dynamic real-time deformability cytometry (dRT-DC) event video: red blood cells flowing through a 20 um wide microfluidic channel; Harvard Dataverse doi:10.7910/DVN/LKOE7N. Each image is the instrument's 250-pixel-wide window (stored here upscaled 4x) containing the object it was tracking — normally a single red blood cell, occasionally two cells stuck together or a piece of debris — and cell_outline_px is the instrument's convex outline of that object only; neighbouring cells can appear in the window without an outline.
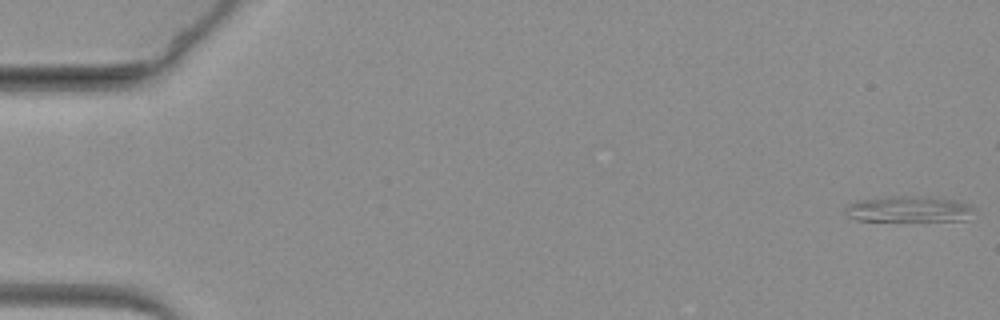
{"species": "common noctule bat (a hibernating species)", "species_latin": "Nyctalus noctula", "temperature_condition": "warm", "stored_images_in_passage": 17, "camera_frame_rate_fps": 3000, "um_per_image_px": 0.085, "animal": {"sex": "female", "body_mass_g": 19.3, "forearm_length_mm": 54.1}, "frame": {"image": 1, "passage_image": 1, "time_ms": 0.0, "image_size_px": [1000, 320], "cell_outline_px": [[972, 208], [968, 220], [856, 220], [848, 216], [844, 212], [844, 208], [848, 204], [856, 200], [892, 196], [904, 196], [952, 200], [968, 204]], "centroid_in_image_um": [77.14, 17.78], "position_along_channel_um": 7.9, "area_um2": 18.9}}
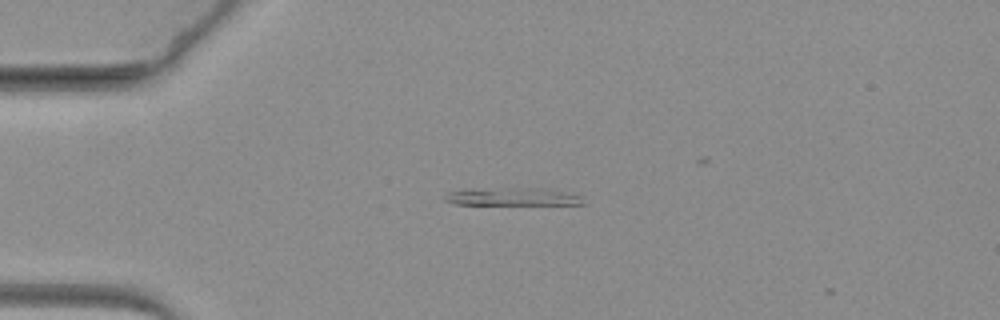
{"frame": {"image": 2, "passage_image": 16, "time_ms": 5.0, "image_size_px": [1000, 320], "cell_outline_px": [[588, 204], [452, 204], [444, 200], [444, 196], [448, 192], [472, 188], [552, 188], [580, 196]], "centroid_in_image_um": [43.56, 16.71], "position_along_channel_um": 41.4, "area_um2": 14.51}}